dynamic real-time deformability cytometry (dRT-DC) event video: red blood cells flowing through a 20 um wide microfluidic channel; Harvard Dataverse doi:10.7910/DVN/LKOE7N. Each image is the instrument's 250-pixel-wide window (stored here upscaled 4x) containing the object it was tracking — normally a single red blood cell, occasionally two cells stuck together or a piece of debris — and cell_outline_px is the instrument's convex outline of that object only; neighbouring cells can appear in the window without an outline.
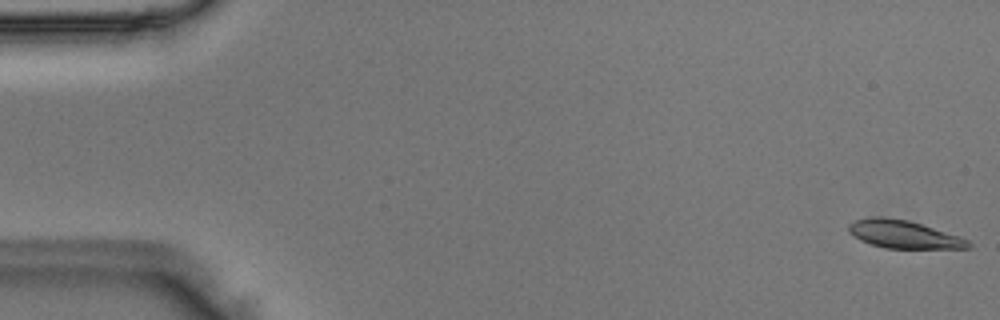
{"species": "Egyptian fruit bat (a non-hibernating species)", "species_latin": "Rousettus aegyptiacus", "temperature_condition": "room temperature", "stored_images_in_passage": 50, "camera_frame_rate_fps": 3000, "um_per_image_px": 0.085, "animal": {"sex": "male"}, "frame": {"image": 1, "passage_image": 1, "time_ms": 0.0, "image_size_px": [1000, 320], "cell_outline_px": [[972, 248], [884, 248], [860, 240], [848, 232], [848, 224], [856, 220], [872, 216], [880, 216], [908, 220], [960, 236], [968, 240], [972, 244]], "centroid_in_image_um": [76.81, 19.91], "position_along_channel_um": 8.2, "area_um2": 19.42}}
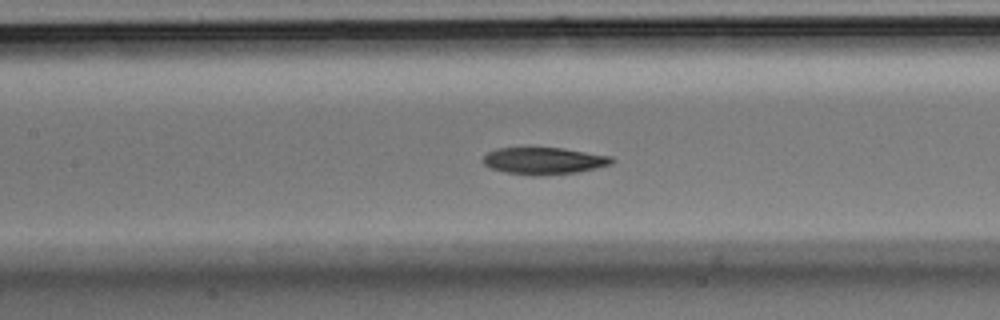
{"frame": {"image": 2, "passage_image": 23, "time_ms": 7.333, "image_size_px": [1000, 320], "cell_outline_px": [[616, 160], [612, 164], [596, 168], [576, 172], [536, 176], [504, 172], [488, 168], [484, 164], [484, 156], [488, 152], [496, 148], [564, 148], [612, 156]], "centroid_in_image_um": [46.25, 13.67], "position_along_channel_um": 161.2, "area_um2": 20.29}}
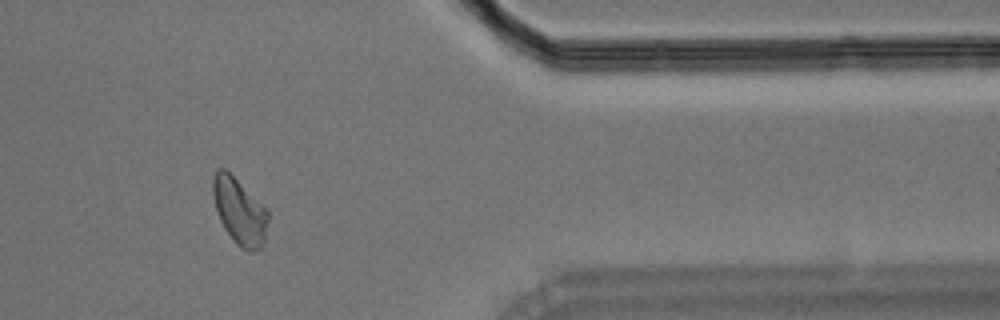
{"frame": {"image": 3, "passage_image": 42, "time_ms": 13.667, "image_size_px": [1000, 320], "cell_outline_px": [[268, 220], [264, 240], [260, 248], [252, 252], [248, 252], [240, 248], [236, 244], [224, 228], [220, 220], [212, 196], [212, 180], [216, 168], [224, 168], [268, 212]], "centroid_in_image_um": [20.32, 17.99], "position_along_channel_um": 391.1, "area_um2": 20.81}}